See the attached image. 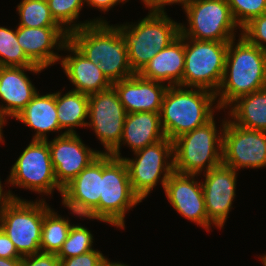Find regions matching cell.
I'll list each match as a JSON object with an SVG mask.
<instances>
[{
  "label": "cell",
  "mask_w": 266,
  "mask_h": 266,
  "mask_svg": "<svg viewBox=\"0 0 266 266\" xmlns=\"http://www.w3.org/2000/svg\"><path fill=\"white\" fill-rule=\"evenodd\" d=\"M238 35V40L229 41L223 80L215 94L224 112L239 97L266 87V51Z\"/></svg>",
  "instance_id": "obj_1"
},
{
  "label": "cell",
  "mask_w": 266,
  "mask_h": 266,
  "mask_svg": "<svg viewBox=\"0 0 266 266\" xmlns=\"http://www.w3.org/2000/svg\"><path fill=\"white\" fill-rule=\"evenodd\" d=\"M69 41L114 82L135 74L128 60L126 40L116 25L95 22L69 34Z\"/></svg>",
  "instance_id": "obj_2"
},
{
  "label": "cell",
  "mask_w": 266,
  "mask_h": 266,
  "mask_svg": "<svg viewBox=\"0 0 266 266\" xmlns=\"http://www.w3.org/2000/svg\"><path fill=\"white\" fill-rule=\"evenodd\" d=\"M216 102V95L212 91L179 85L169 86L160 110V122L165 137L173 141L209 122L216 115L215 110L220 111Z\"/></svg>",
  "instance_id": "obj_3"
},
{
  "label": "cell",
  "mask_w": 266,
  "mask_h": 266,
  "mask_svg": "<svg viewBox=\"0 0 266 266\" xmlns=\"http://www.w3.org/2000/svg\"><path fill=\"white\" fill-rule=\"evenodd\" d=\"M130 23L115 25L126 40L131 69L138 74L156 54L180 35V23L171 19L166 12H148L143 19Z\"/></svg>",
  "instance_id": "obj_4"
},
{
  "label": "cell",
  "mask_w": 266,
  "mask_h": 266,
  "mask_svg": "<svg viewBox=\"0 0 266 266\" xmlns=\"http://www.w3.org/2000/svg\"><path fill=\"white\" fill-rule=\"evenodd\" d=\"M134 193L123 159L102 153V193L99 205L86 217L125 229V215L141 203Z\"/></svg>",
  "instance_id": "obj_5"
},
{
  "label": "cell",
  "mask_w": 266,
  "mask_h": 266,
  "mask_svg": "<svg viewBox=\"0 0 266 266\" xmlns=\"http://www.w3.org/2000/svg\"><path fill=\"white\" fill-rule=\"evenodd\" d=\"M215 116L203 126L173 140L174 171L199 175L222 164V135L227 118L218 127Z\"/></svg>",
  "instance_id": "obj_6"
},
{
  "label": "cell",
  "mask_w": 266,
  "mask_h": 266,
  "mask_svg": "<svg viewBox=\"0 0 266 266\" xmlns=\"http://www.w3.org/2000/svg\"><path fill=\"white\" fill-rule=\"evenodd\" d=\"M34 201L15 199L0 208V228L14 243L21 256L41 252L44 214L51 208L45 198Z\"/></svg>",
  "instance_id": "obj_7"
},
{
  "label": "cell",
  "mask_w": 266,
  "mask_h": 266,
  "mask_svg": "<svg viewBox=\"0 0 266 266\" xmlns=\"http://www.w3.org/2000/svg\"><path fill=\"white\" fill-rule=\"evenodd\" d=\"M183 10L188 21L187 25L180 23L183 37L229 42L235 39L237 29L241 34L227 0H188Z\"/></svg>",
  "instance_id": "obj_8"
},
{
  "label": "cell",
  "mask_w": 266,
  "mask_h": 266,
  "mask_svg": "<svg viewBox=\"0 0 266 266\" xmlns=\"http://www.w3.org/2000/svg\"><path fill=\"white\" fill-rule=\"evenodd\" d=\"M229 42L185 37L182 87L203 88L216 94L224 76Z\"/></svg>",
  "instance_id": "obj_9"
},
{
  "label": "cell",
  "mask_w": 266,
  "mask_h": 266,
  "mask_svg": "<svg viewBox=\"0 0 266 266\" xmlns=\"http://www.w3.org/2000/svg\"><path fill=\"white\" fill-rule=\"evenodd\" d=\"M135 157H123L134 193L143 201L159 184L165 189L169 176L174 172L173 141L164 138L133 152Z\"/></svg>",
  "instance_id": "obj_10"
},
{
  "label": "cell",
  "mask_w": 266,
  "mask_h": 266,
  "mask_svg": "<svg viewBox=\"0 0 266 266\" xmlns=\"http://www.w3.org/2000/svg\"><path fill=\"white\" fill-rule=\"evenodd\" d=\"M6 184L30 190L40 195H52L56 189L62 195L63 189L55 179L47 141L32 140L12 165Z\"/></svg>",
  "instance_id": "obj_11"
},
{
  "label": "cell",
  "mask_w": 266,
  "mask_h": 266,
  "mask_svg": "<svg viewBox=\"0 0 266 266\" xmlns=\"http://www.w3.org/2000/svg\"><path fill=\"white\" fill-rule=\"evenodd\" d=\"M222 164L237 172L266 168V132L242 128L228 118L222 135Z\"/></svg>",
  "instance_id": "obj_12"
},
{
  "label": "cell",
  "mask_w": 266,
  "mask_h": 266,
  "mask_svg": "<svg viewBox=\"0 0 266 266\" xmlns=\"http://www.w3.org/2000/svg\"><path fill=\"white\" fill-rule=\"evenodd\" d=\"M89 96L87 126L110 154L122 139L126 111L113 87Z\"/></svg>",
  "instance_id": "obj_13"
},
{
  "label": "cell",
  "mask_w": 266,
  "mask_h": 266,
  "mask_svg": "<svg viewBox=\"0 0 266 266\" xmlns=\"http://www.w3.org/2000/svg\"><path fill=\"white\" fill-rule=\"evenodd\" d=\"M46 141L55 179L62 189L102 153L85 145L78 133L58 134L53 140Z\"/></svg>",
  "instance_id": "obj_14"
},
{
  "label": "cell",
  "mask_w": 266,
  "mask_h": 266,
  "mask_svg": "<svg viewBox=\"0 0 266 266\" xmlns=\"http://www.w3.org/2000/svg\"><path fill=\"white\" fill-rule=\"evenodd\" d=\"M201 181L209 223L223 229L236 197L238 172L224 164L202 173Z\"/></svg>",
  "instance_id": "obj_15"
},
{
  "label": "cell",
  "mask_w": 266,
  "mask_h": 266,
  "mask_svg": "<svg viewBox=\"0 0 266 266\" xmlns=\"http://www.w3.org/2000/svg\"><path fill=\"white\" fill-rule=\"evenodd\" d=\"M198 176L174 171L166 182L164 192L168 202L180 216L209 232L212 225L207 217L202 184L201 180L197 181Z\"/></svg>",
  "instance_id": "obj_16"
},
{
  "label": "cell",
  "mask_w": 266,
  "mask_h": 266,
  "mask_svg": "<svg viewBox=\"0 0 266 266\" xmlns=\"http://www.w3.org/2000/svg\"><path fill=\"white\" fill-rule=\"evenodd\" d=\"M101 193L102 153L63 188L62 205L85 220L99 205Z\"/></svg>",
  "instance_id": "obj_17"
},
{
  "label": "cell",
  "mask_w": 266,
  "mask_h": 266,
  "mask_svg": "<svg viewBox=\"0 0 266 266\" xmlns=\"http://www.w3.org/2000/svg\"><path fill=\"white\" fill-rule=\"evenodd\" d=\"M39 66L2 67L0 66V119L5 124L7 118H14L25 108L38 92L26 71L39 74ZM5 104V105H4ZM7 117V118H6Z\"/></svg>",
  "instance_id": "obj_18"
},
{
  "label": "cell",
  "mask_w": 266,
  "mask_h": 266,
  "mask_svg": "<svg viewBox=\"0 0 266 266\" xmlns=\"http://www.w3.org/2000/svg\"><path fill=\"white\" fill-rule=\"evenodd\" d=\"M17 40L27 58L43 69L60 61L69 34L61 27H17ZM54 50H57L55 52Z\"/></svg>",
  "instance_id": "obj_19"
},
{
  "label": "cell",
  "mask_w": 266,
  "mask_h": 266,
  "mask_svg": "<svg viewBox=\"0 0 266 266\" xmlns=\"http://www.w3.org/2000/svg\"><path fill=\"white\" fill-rule=\"evenodd\" d=\"M120 102L126 113L160 112L168 85L133 74L131 77L114 82Z\"/></svg>",
  "instance_id": "obj_20"
},
{
  "label": "cell",
  "mask_w": 266,
  "mask_h": 266,
  "mask_svg": "<svg viewBox=\"0 0 266 266\" xmlns=\"http://www.w3.org/2000/svg\"><path fill=\"white\" fill-rule=\"evenodd\" d=\"M63 51H68L69 54L61 56L59 64L69 82L75 86L72 91L90 95L112 87V83L99 66L89 61L69 40L64 45Z\"/></svg>",
  "instance_id": "obj_21"
},
{
  "label": "cell",
  "mask_w": 266,
  "mask_h": 266,
  "mask_svg": "<svg viewBox=\"0 0 266 266\" xmlns=\"http://www.w3.org/2000/svg\"><path fill=\"white\" fill-rule=\"evenodd\" d=\"M164 138L160 112L127 113L120 144L110 154L115 158L123 159L120 152L122 144L128 145L130 150L135 152Z\"/></svg>",
  "instance_id": "obj_22"
},
{
  "label": "cell",
  "mask_w": 266,
  "mask_h": 266,
  "mask_svg": "<svg viewBox=\"0 0 266 266\" xmlns=\"http://www.w3.org/2000/svg\"><path fill=\"white\" fill-rule=\"evenodd\" d=\"M184 65L185 37L180 34L165 49L156 54L138 74L168 86H182Z\"/></svg>",
  "instance_id": "obj_23"
},
{
  "label": "cell",
  "mask_w": 266,
  "mask_h": 266,
  "mask_svg": "<svg viewBox=\"0 0 266 266\" xmlns=\"http://www.w3.org/2000/svg\"><path fill=\"white\" fill-rule=\"evenodd\" d=\"M57 114L56 92L40 95L38 91L15 118L36 131L31 140L46 141L49 132H61V136L66 134L61 131Z\"/></svg>",
  "instance_id": "obj_24"
},
{
  "label": "cell",
  "mask_w": 266,
  "mask_h": 266,
  "mask_svg": "<svg viewBox=\"0 0 266 266\" xmlns=\"http://www.w3.org/2000/svg\"><path fill=\"white\" fill-rule=\"evenodd\" d=\"M228 108L227 118L234 124L266 132V87L239 97Z\"/></svg>",
  "instance_id": "obj_25"
},
{
  "label": "cell",
  "mask_w": 266,
  "mask_h": 266,
  "mask_svg": "<svg viewBox=\"0 0 266 266\" xmlns=\"http://www.w3.org/2000/svg\"><path fill=\"white\" fill-rule=\"evenodd\" d=\"M56 91V109L58 123L65 133H77L75 127L87 126L89 111V96L87 94L69 90L63 94ZM75 129V130H74Z\"/></svg>",
  "instance_id": "obj_26"
},
{
  "label": "cell",
  "mask_w": 266,
  "mask_h": 266,
  "mask_svg": "<svg viewBox=\"0 0 266 266\" xmlns=\"http://www.w3.org/2000/svg\"><path fill=\"white\" fill-rule=\"evenodd\" d=\"M69 218L58 215L50 208L44 214L40 249L42 253L58 254L72 226Z\"/></svg>",
  "instance_id": "obj_27"
},
{
  "label": "cell",
  "mask_w": 266,
  "mask_h": 266,
  "mask_svg": "<svg viewBox=\"0 0 266 266\" xmlns=\"http://www.w3.org/2000/svg\"><path fill=\"white\" fill-rule=\"evenodd\" d=\"M47 3L53 19L68 34L95 22H109L104 16L77 22L84 0H47Z\"/></svg>",
  "instance_id": "obj_28"
},
{
  "label": "cell",
  "mask_w": 266,
  "mask_h": 266,
  "mask_svg": "<svg viewBox=\"0 0 266 266\" xmlns=\"http://www.w3.org/2000/svg\"><path fill=\"white\" fill-rule=\"evenodd\" d=\"M16 11L20 20L18 26L29 28L60 27L50 13L47 0H21Z\"/></svg>",
  "instance_id": "obj_29"
},
{
  "label": "cell",
  "mask_w": 266,
  "mask_h": 266,
  "mask_svg": "<svg viewBox=\"0 0 266 266\" xmlns=\"http://www.w3.org/2000/svg\"><path fill=\"white\" fill-rule=\"evenodd\" d=\"M16 29L0 26V66L27 67L36 66L26 56L17 40Z\"/></svg>",
  "instance_id": "obj_30"
},
{
  "label": "cell",
  "mask_w": 266,
  "mask_h": 266,
  "mask_svg": "<svg viewBox=\"0 0 266 266\" xmlns=\"http://www.w3.org/2000/svg\"><path fill=\"white\" fill-rule=\"evenodd\" d=\"M94 236L91 231L85 226L74 224L71 226L68 237L63 243V246L57 257L66 259L76 257L93 250Z\"/></svg>",
  "instance_id": "obj_31"
},
{
  "label": "cell",
  "mask_w": 266,
  "mask_h": 266,
  "mask_svg": "<svg viewBox=\"0 0 266 266\" xmlns=\"http://www.w3.org/2000/svg\"><path fill=\"white\" fill-rule=\"evenodd\" d=\"M227 2L240 28L254 17L266 13V0H227Z\"/></svg>",
  "instance_id": "obj_32"
},
{
  "label": "cell",
  "mask_w": 266,
  "mask_h": 266,
  "mask_svg": "<svg viewBox=\"0 0 266 266\" xmlns=\"http://www.w3.org/2000/svg\"><path fill=\"white\" fill-rule=\"evenodd\" d=\"M241 35L251 44L266 51V13L254 17L241 28Z\"/></svg>",
  "instance_id": "obj_33"
},
{
  "label": "cell",
  "mask_w": 266,
  "mask_h": 266,
  "mask_svg": "<svg viewBox=\"0 0 266 266\" xmlns=\"http://www.w3.org/2000/svg\"><path fill=\"white\" fill-rule=\"evenodd\" d=\"M108 261L101 251L93 249L76 257L60 259V266H105Z\"/></svg>",
  "instance_id": "obj_34"
},
{
  "label": "cell",
  "mask_w": 266,
  "mask_h": 266,
  "mask_svg": "<svg viewBox=\"0 0 266 266\" xmlns=\"http://www.w3.org/2000/svg\"><path fill=\"white\" fill-rule=\"evenodd\" d=\"M21 266H60L57 254L37 253L22 256Z\"/></svg>",
  "instance_id": "obj_35"
},
{
  "label": "cell",
  "mask_w": 266,
  "mask_h": 266,
  "mask_svg": "<svg viewBox=\"0 0 266 266\" xmlns=\"http://www.w3.org/2000/svg\"><path fill=\"white\" fill-rule=\"evenodd\" d=\"M0 258L21 259L22 256L17 252L14 243L8 235L0 228Z\"/></svg>",
  "instance_id": "obj_36"
},
{
  "label": "cell",
  "mask_w": 266,
  "mask_h": 266,
  "mask_svg": "<svg viewBox=\"0 0 266 266\" xmlns=\"http://www.w3.org/2000/svg\"><path fill=\"white\" fill-rule=\"evenodd\" d=\"M187 2L188 0H142L143 5L150 9L149 12H166V5L173 4H181L183 9Z\"/></svg>",
  "instance_id": "obj_37"
},
{
  "label": "cell",
  "mask_w": 266,
  "mask_h": 266,
  "mask_svg": "<svg viewBox=\"0 0 266 266\" xmlns=\"http://www.w3.org/2000/svg\"><path fill=\"white\" fill-rule=\"evenodd\" d=\"M85 5H89L92 8H96L99 11L108 12L113 8L114 6L122 3L125 4L126 2L124 0H84Z\"/></svg>",
  "instance_id": "obj_38"
},
{
  "label": "cell",
  "mask_w": 266,
  "mask_h": 266,
  "mask_svg": "<svg viewBox=\"0 0 266 266\" xmlns=\"http://www.w3.org/2000/svg\"><path fill=\"white\" fill-rule=\"evenodd\" d=\"M2 185L3 184H2V181L0 179V208L11 203L15 199H22V198L18 197L17 195H15V193L13 194V192H11V190L4 191Z\"/></svg>",
  "instance_id": "obj_39"
},
{
  "label": "cell",
  "mask_w": 266,
  "mask_h": 266,
  "mask_svg": "<svg viewBox=\"0 0 266 266\" xmlns=\"http://www.w3.org/2000/svg\"><path fill=\"white\" fill-rule=\"evenodd\" d=\"M0 266H21V259L0 258Z\"/></svg>",
  "instance_id": "obj_40"
},
{
  "label": "cell",
  "mask_w": 266,
  "mask_h": 266,
  "mask_svg": "<svg viewBox=\"0 0 266 266\" xmlns=\"http://www.w3.org/2000/svg\"><path fill=\"white\" fill-rule=\"evenodd\" d=\"M105 266H129V265H127V264H124V263H122V262H120V261H117V262H113V261H108L107 263H106V265Z\"/></svg>",
  "instance_id": "obj_41"
},
{
  "label": "cell",
  "mask_w": 266,
  "mask_h": 266,
  "mask_svg": "<svg viewBox=\"0 0 266 266\" xmlns=\"http://www.w3.org/2000/svg\"><path fill=\"white\" fill-rule=\"evenodd\" d=\"M3 127H5L4 123L0 119V143H4L5 142L4 136H3V129H2Z\"/></svg>",
  "instance_id": "obj_42"
},
{
  "label": "cell",
  "mask_w": 266,
  "mask_h": 266,
  "mask_svg": "<svg viewBox=\"0 0 266 266\" xmlns=\"http://www.w3.org/2000/svg\"><path fill=\"white\" fill-rule=\"evenodd\" d=\"M258 259H260L263 266H266V254L261 255V257H259Z\"/></svg>",
  "instance_id": "obj_43"
}]
</instances>
